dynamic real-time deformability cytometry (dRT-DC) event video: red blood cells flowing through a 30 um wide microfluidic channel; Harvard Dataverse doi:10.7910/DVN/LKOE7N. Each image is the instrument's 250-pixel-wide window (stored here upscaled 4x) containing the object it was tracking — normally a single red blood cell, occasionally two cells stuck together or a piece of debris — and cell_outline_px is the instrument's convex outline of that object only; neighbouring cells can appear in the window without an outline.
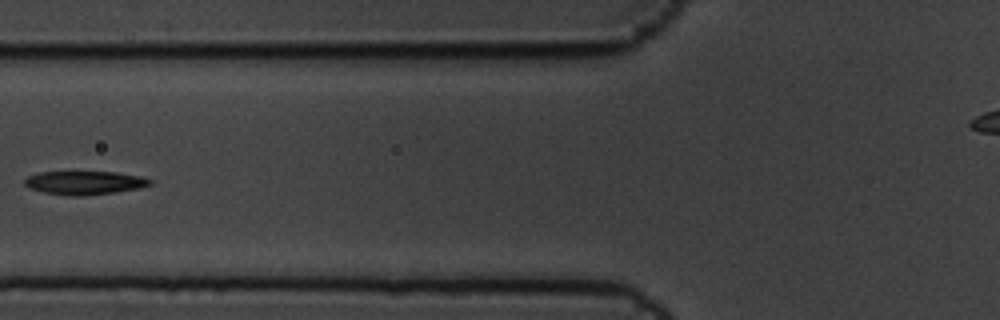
{"species": "common noctule bat (a hibernating species)", "species_latin": "Nyctalus noctula", "temperature_condition": "cold", "stored_images_in_passage": 8, "camera_frame_rate_fps": 3000, "um_per_image_px": 0.085, "animal": {"sex": "male", "body_mass_g": 19.5, "forearm_length_mm": 54.6}, "frame": {"image": 1, "passage_image": 7, "time_ms": 2.0, "image_size_px": [1000, 320], "cell_outline_px": [[152, 184], [140, 188], [116, 192], [84, 196], [68, 196], [44, 192], [28, 188], [24, 184], [24, 180], [28, 176], [40, 172], [116, 172], [140, 176], [152, 180]], "centroid_in_image_um": [7.19, 15.54], "position_along_channel_um": 118.6, "area_um2": 17.28}}
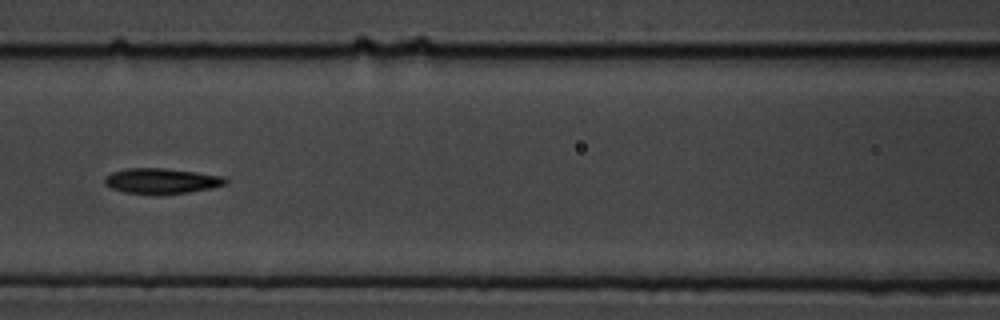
{"frame": {"image": 2, "passage_image": 8, "time_ms": 2.333, "image_size_px": [1000, 320], "cell_outline_px": [[228, 180], [224, 184], [212, 188], [188, 192], [124, 192], [112, 188], [104, 184], [104, 176], [112, 172], [128, 168], [164, 168], [196, 172], [224, 176]], "centroid_in_image_um": [13.72, 15.34], "position_along_channel_um": 152.9, "area_um2": 17.28}}